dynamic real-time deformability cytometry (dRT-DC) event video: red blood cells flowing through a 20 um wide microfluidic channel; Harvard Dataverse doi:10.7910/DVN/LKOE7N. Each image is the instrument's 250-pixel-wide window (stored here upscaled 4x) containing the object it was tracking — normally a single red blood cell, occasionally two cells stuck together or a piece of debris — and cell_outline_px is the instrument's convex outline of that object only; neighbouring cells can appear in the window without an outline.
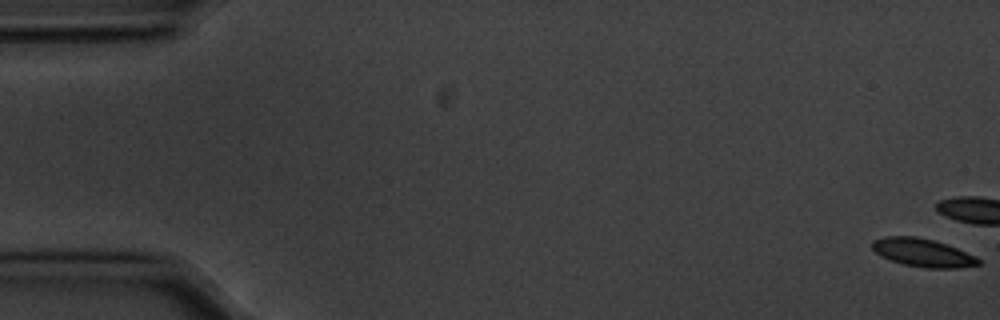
{"species": "common noctule bat (a hibernating species)", "species_latin": "Nyctalus noctula", "temperature_condition": "cold", "stored_images_in_passage": 13, "camera_frame_rate_fps": 3000, "um_per_image_px": 0.085, "animal": {"sex": "male", "body_mass_g": 20.1, "forearm_length_mm": 53.5}, "frame": {"image": 1, "passage_image": 1, "time_ms": 0.0, "image_size_px": [1000, 320], "cell_outline_px": [[980, 264], [960, 268], [928, 268], [904, 264], [880, 256], [872, 248], [872, 240], [884, 236], [916, 236], [932, 240], [956, 248], [976, 256], [980, 260]], "centroid_in_image_um": [78.42, 21.47], "position_along_channel_um": 6.6, "area_um2": 17.28}}